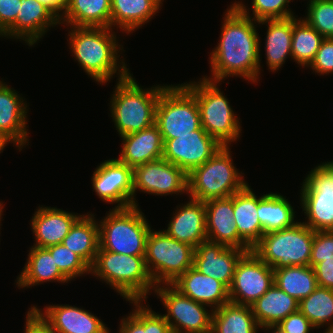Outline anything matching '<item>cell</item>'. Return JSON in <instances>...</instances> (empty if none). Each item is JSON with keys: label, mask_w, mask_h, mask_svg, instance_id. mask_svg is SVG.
<instances>
[{"label": "cell", "mask_w": 333, "mask_h": 333, "mask_svg": "<svg viewBox=\"0 0 333 333\" xmlns=\"http://www.w3.org/2000/svg\"><path fill=\"white\" fill-rule=\"evenodd\" d=\"M309 67L320 76L333 74V38L323 39Z\"/></svg>", "instance_id": "obj_44"}, {"label": "cell", "mask_w": 333, "mask_h": 333, "mask_svg": "<svg viewBox=\"0 0 333 333\" xmlns=\"http://www.w3.org/2000/svg\"><path fill=\"white\" fill-rule=\"evenodd\" d=\"M324 260H333V231H314L309 266Z\"/></svg>", "instance_id": "obj_43"}, {"label": "cell", "mask_w": 333, "mask_h": 333, "mask_svg": "<svg viewBox=\"0 0 333 333\" xmlns=\"http://www.w3.org/2000/svg\"><path fill=\"white\" fill-rule=\"evenodd\" d=\"M253 315L260 326H276L288 315L299 310V301L273 284L252 305Z\"/></svg>", "instance_id": "obj_30"}, {"label": "cell", "mask_w": 333, "mask_h": 333, "mask_svg": "<svg viewBox=\"0 0 333 333\" xmlns=\"http://www.w3.org/2000/svg\"><path fill=\"white\" fill-rule=\"evenodd\" d=\"M56 25H60V18L48 6L37 0H21L16 22L2 38L23 40L31 47Z\"/></svg>", "instance_id": "obj_16"}, {"label": "cell", "mask_w": 333, "mask_h": 333, "mask_svg": "<svg viewBox=\"0 0 333 333\" xmlns=\"http://www.w3.org/2000/svg\"><path fill=\"white\" fill-rule=\"evenodd\" d=\"M24 329V333H55L50 323L34 306L27 312Z\"/></svg>", "instance_id": "obj_47"}, {"label": "cell", "mask_w": 333, "mask_h": 333, "mask_svg": "<svg viewBox=\"0 0 333 333\" xmlns=\"http://www.w3.org/2000/svg\"><path fill=\"white\" fill-rule=\"evenodd\" d=\"M273 270L274 284L299 302L318 287L311 266H288Z\"/></svg>", "instance_id": "obj_35"}, {"label": "cell", "mask_w": 333, "mask_h": 333, "mask_svg": "<svg viewBox=\"0 0 333 333\" xmlns=\"http://www.w3.org/2000/svg\"><path fill=\"white\" fill-rule=\"evenodd\" d=\"M37 1L48 6L60 18L67 0H37Z\"/></svg>", "instance_id": "obj_49"}, {"label": "cell", "mask_w": 333, "mask_h": 333, "mask_svg": "<svg viewBox=\"0 0 333 333\" xmlns=\"http://www.w3.org/2000/svg\"><path fill=\"white\" fill-rule=\"evenodd\" d=\"M266 25L265 56L268 70L279 71L290 56L293 32V16L283 19H266L258 22Z\"/></svg>", "instance_id": "obj_27"}, {"label": "cell", "mask_w": 333, "mask_h": 333, "mask_svg": "<svg viewBox=\"0 0 333 333\" xmlns=\"http://www.w3.org/2000/svg\"><path fill=\"white\" fill-rule=\"evenodd\" d=\"M175 213L163 231L173 239L196 248L207 241L206 211L204 201L189 198L176 207Z\"/></svg>", "instance_id": "obj_22"}, {"label": "cell", "mask_w": 333, "mask_h": 333, "mask_svg": "<svg viewBox=\"0 0 333 333\" xmlns=\"http://www.w3.org/2000/svg\"><path fill=\"white\" fill-rule=\"evenodd\" d=\"M139 86L133 74L118 80L110 97V113L119 136L144 130L155 124L156 106L167 86Z\"/></svg>", "instance_id": "obj_3"}, {"label": "cell", "mask_w": 333, "mask_h": 333, "mask_svg": "<svg viewBox=\"0 0 333 333\" xmlns=\"http://www.w3.org/2000/svg\"><path fill=\"white\" fill-rule=\"evenodd\" d=\"M251 306L227 303L212 312L211 333H257Z\"/></svg>", "instance_id": "obj_33"}, {"label": "cell", "mask_w": 333, "mask_h": 333, "mask_svg": "<svg viewBox=\"0 0 333 333\" xmlns=\"http://www.w3.org/2000/svg\"><path fill=\"white\" fill-rule=\"evenodd\" d=\"M155 125L163 141L189 134L201 127L197 100L183 84L167 85L161 91L156 106Z\"/></svg>", "instance_id": "obj_10"}, {"label": "cell", "mask_w": 333, "mask_h": 333, "mask_svg": "<svg viewBox=\"0 0 333 333\" xmlns=\"http://www.w3.org/2000/svg\"><path fill=\"white\" fill-rule=\"evenodd\" d=\"M30 220L31 231L35 238L33 246L48 248L61 244L70 228L82 216L57 207L38 206Z\"/></svg>", "instance_id": "obj_20"}, {"label": "cell", "mask_w": 333, "mask_h": 333, "mask_svg": "<svg viewBox=\"0 0 333 333\" xmlns=\"http://www.w3.org/2000/svg\"><path fill=\"white\" fill-rule=\"evenodd\" d=\"M50 323L55 333H110V328L91 312L69 304L33 305Z\"/></svg>", "instance_id": "obj_21"}, {"label": "cell", "mask_w": 333, "mask_h": 333, "mask_svg": "<svg viewBox=\"0 0 333 333\" xmlns=\"http://www.w3.org/2000/svg\"><path fill=\"white\" fill-rule=\"evenodd\" d=\"M291 0H252L251 8H247L242 1H236L232 5L242 14L251 17L259 22L266 19H283L289 18L295 13L289 8ZM250 9L252 14L250 15ZM253 16V17H252Z\"/></svg>", "instance_id": "obj_40"}, {"label": "cell", "mask_w": 333, "mask_h": 333, "mask_svg": "<svg viewBox=\"0 0 333 333\" xmlns=\"http://www.w3.org/2000/svg\"><path fill=\"white\" fill-rule=\"evenodd\" d=\"M157 196L188 193L187 174L163 158L133 168V206H138L136 191Z\"/></svg>", "instance_id": "obj_13"}, {"label": "cell", "mask_w": 333, "mask_h": 333, "mask_svg": "<svg viewBox=\"0 0 333 333\" xmlns=\"http://www.w3.org/2000/svg\"><path fill=\"white\" fill-rule=\"evenodd\" d=\"M166 313L162 314L173 333H211L212 312L181 294L171 284H160L154 288Z\"/></svg>", "instance_id": "obj_11"}, {"label": "cell", "mask_w": 333, "mask_h": 333, "mask_svg": "<svg viewBox=\"0 0 333 333\" xmlns=\"http://www.w3.org/2000/svg\"><path fill=\"white\" fill-rule=\"evenodd\" d=\"M314 231L299 221L294 226L263 234L252 251L273 269L309 266Z\"/></svg>", "instance_id": "obj_8"}, {"label": "cell", "mask_w": 333, "mask_h": 333, "mask_svg": "<svg viewBox=\"0 0 333 333\" xmlns=\"http://www.w3.org/2000/svg\"><path fill=\"white\" fill-rule=\"evenodd\" d=\"M230 146H222L203 165L187 175L189 198L207 201L232 196L248 183L236 168Z\"/></svg>", "instance_id": "obj_7"}, {"label": "cell", "mask_w": 333, "mask_h": 333, "mask_svg": "<svg viewBox=\"0 0 333 333\" xmlns=\"http://www.w3.org/2000/svg\"><path fill=\"white\" fill-rule=\"evenodd\" d=\"M92 189L103 202L117 204L113 208L133 206V168L117 158L97 165L91 178Z\"/></svg>", "instance_id": "obj_15"}, {"label": "cell", "mask_w": 333, "mask_h": 333, "mask_svg": "<svg viewBox=\"0 0 333 333\" xmlns=\"http://www.w3.org/2000/svg\"><path fill=\"white\" fill-rule=\"evenodd\" d=\"M318 286L333 289V260H324L314 267Z\"/></svg>", "instance_id": "obj_48"}, {"label": "cell", "mask_w": 333, "mask_h": 333, "mask_svg": "<svg viewBox=\"0 0 333 333\" xmlns=\"http://www.w3.org/2000/svg\"><path fill=\"white\" fill-rule=\"evenodd\" d=\"M274 284V270L252 250L238 261L231 286L229 300L238 305L251 306Z\"/></svg>", "instance_id": "obj_12"}, {"label": "cell", "mask_w": 333, "mask_h": 333, "mask_svg": "<svg viewBox=\"0 0 333 333\" xmlns=\"http://www.w3.org/2000/svg\"><path fill=\"white\" fill-rule=\"evenodd\" d=\"M303 180L300 197L333 198V160L318 164Z\"/></svg>", "instance_id": "obj_39"}, {"label": "cell", "mask_w": 333, "mask_h": 333, "mask_svg": "<svg viewBox=\"0 0 333 333\" xmlns=\"http://www.w3.org/2000/svg\"><path fill=\"white\" fill-rule=\"evenodd\" d=\"M171 285L213 311L230 302L228 288L222 282L200 273L194 267L187 269Z\"/></svg>", "instance_id": "obj_23"}, {"label": "cell", "mask_w": 333, "mask_h": 333, "mask_svg": "<svg viewBox=\"0 0 333 333\" xmlns=\"http://www.w3.org/2000/svg\"><path fill=\"white\" fill-rule=\"evenodd\" d=\"M54 257L60 272L71 282L72 280L90 274V267L72 250L62 243L46 248Z\"/></svg>", "instance_id": "obj_41"}, {"label": "cell", "mask_w": 333, "mask_h": 333, "mask_svg": "<svg viewBox=\"0 0 333 333\" xmlns=\"http://www.w3.org/2000/svg\"><path fill=\"white\" fill-rule=\"evenodd\" d=\"M324 37L302 17L293 16L292 60L301 67H308L313 62Z\"/></svg>", "instance_id": "obj_36"}, {"label": "cell", "mask_w": 333, "mask_h": 333, "mask_svg": "<svg viewBox=\"0 0 333 333\" xmlns=\"http://www.w3.org/2000/svg\"><path fill=\"white\" fill-rule=\"evenodd\" d=\"M122 148L117 158L129 167L161 159L163 156V140L158 127L154 124L144 130L123 135Z\"/></svg>", "instance_id": "obj_24"}, {"label": "cell", "mask_w": 333, "mask_h": 333, "mask_svg": "<svg viewBox=\"0 0 333 333\" xmlns=\"http://www.w3.org/2000/svg\"><path fill=\"white\" fill-rule=\"evenodd\" d=\"M9 143L10 142H8L2 135H0V153L3 152V150Z\"/></svg>", "instance_id": "obj_51"}, {"label": "cell", "mask_w": 333, "mask_h": 333, "mask_svg": "<svg viewBox=\"0 0 333 333\" xmlns=\"http://www.w3.org/2000/svg\"><path fill=\"white\" fill-rule=\"evenodd\" d=\"M133 304V310L124 316L117 333H173L164 316L152 310L150 305H143V300L128 301Z\"/></svg>", "instance_id": "obj_34"}, {"label": "cell", "mask_w": 333, "mask_h": 333, "mask_svg": "<svg viewBox=\"0 0 333 333\" xmlns=\"http://www.w3.org/2000/svg\"><path fill=\"white\" fill-rule=\"evenodd\" d=\"M261 330H268V332L270 333H283L282 331H280V329L276 326H266V327H263V328H260Z\"/></svg>", "instance_id": "obj_50"}, {"label": "cell", "mask_w": 333, "mask_h": 333, "mask_svg": "<svg viewBox=\"0 0 333 333\" xmlns=\"http://www.w3.org/2000/svg\"><path fill=\"white\" fill-rule=\"evenodd\" d=\"M304 20L324 38H333V0H312Z\"/></svg>", "instance_id": "obj_42"}, {"label": "cell", "mask_w": 333, "mask_h": 333, "mask_svg": "<svg viewBox=\"0 0 333 333\" xmlns=\"http://www.w3.org/2000/svg\"><path fill=\"white\" fill-rule=\"evenodd\" d=\"M182 84L197 100L201 126L205 131L222 146H230L231 142L238 141L242 133L240 118L219 89L220 82L201 77L199 81Z\"/></svg>", "instance_id": "obj_5"}, {"label": "cell", "mask_w": 333, "mask_h": 333, "mask_svg": "<svg viewBox=\"0 0 333 333\" xmlns=\"http://www.w3.org/2000/svg\"><path fill=\"white\" fill-rule=\"evenodd\" d=\"M276 327L283 333H310L316 329L300 310L288 315Z\"/></svg>", "instance_id": "obj_45"}, {"label": "cell", "mask_w": 333, "mask_h": 333, "mask_svg": "<svg viewBox=\"0 0 333 333\" xmlns=\"http://www.w3.org/2000/svg\"><path fill=\"white\" fill-rule=\"evenodd\" d=\"M195 248L168 236L163 230H150L145 264L155 286L171 284L193 267Z\"/></svg>", "instance_id": "obj_9"}, {"label": "cell", "mask_w": 333, "mask_h": 333, "mask_svg": "<svg viewBox=\"0 0 333 333\" xmlns=\"http://www.w3.org/2000/svg\"><path fill=\"white\" fill-rule=\"evenodd\" d=\"M99 224V250L145 256L151 226L139 205L113 208Z\"/></svg>", "instance_id": "obj_6"}, {"label": "cell", "mask_w": 333, "mask_h": 333, "mask_svg": "<svg viewBox=\"0 0 333 333\" xmlns=\"http://www.w3.org/2000/svg\"><path fill=\"white\" fill-rule=\"evenodd\" d=\"M144 257L98 250L90 274L104 281L126 301H147V295L153 293L156 286Z\"/></svg>", "instance_id": "obj_4"}, {"label": "cell", "mask_w": 333, "mask_h": 333, "mask_svg": "<svg viewBox=\"0 0 333 333\" xmlns=\"http://www.w3.org/2000/svg\"><path fill=\"white\" fill-rule=\"evenodd\" d=\"M163 142L162 158L181 168L187 175L203 165L222 147L202 126L189 134Z\"/></svg>", "instance_id": "obj_14"}, {"label": "cell", "mask_w": 333, "mask_h": 333, "mask_svg": "<svg viewBox=\"0 0 333 333\" xmlns=\"http://www.w3.org/2000/svg\"><path fill=\"white\" fill-rule=\"evenodd\" d=\"M300 206L305 225L313 231H333V198L300 197Z\"/></svg>", "instance_id": "obj_38"}, {"label": "cell", "mask_w": 333, "mask_h": 333, "mask_svg": "<svg viewBox=\"0 0 333 333\" xmlns=\"http://www.w3.org/2000/svg\"><path fill=\"white\" fill-rule=\"evenodd\" d=\"M69 28L67 41L71 56H74V60L78 61V65L92 80L103 85L115 78V74L117 81L130 74L123 57L119 59L125 50L118 42L113 28L69 26L67 29Z\"/></svg>", "instance_id": "obj_2"}, {"label": "cell", "mask_w": 333, "mask_h": 333, "mask_svg": "<svg viewBox=\"0 0 333 333\" xmlns=\"http://www.w3.org/2000/svg\"><path fill=\"white\" fill-rule=\"evenodd\" d=\"M246 252L243 249L205 241L195 248L193 267L206 276L214 277L229 288L236 265Z\"/></svg>", "instance_id": "obj_18"}, {"label": "cell", "mask_w": 333, "mask_h": 333, "mask_svg": "<svg viewBox=\"0 0 333 333\" xmlns=\"http://www.w3.org/2000/svg\"><path fill=\"white\" fill-rule=\"evenodd\" d=\"M286 196L279 193H266L258 196V218L263 232L282 230L294 226L296 211Z\"/></svg>", "instance_id": "obj_32"}, {"label": "cell", "mask_w": 333, "mask_h": 333, "mask_svg": "<svg viewBox=\"0 0 333 333\" xmlns=\"http://www.w3.org/2000/svg\"><path fill=\"white\" fill-rule=\"evenodd\" d=\"M5 205H3V202L0 204V226L2 225L1 224V221H2V215H3V210H4V207ZM0 230H1V227H0ZM1 234V233H0Z\"/></svg>", "instance_id": "obj_52"}, {"label": "cell", "mask_w": 333, "mask_h": 333, "mask_svg": "<svg viewBox=\"0 0 333 333\" xmlns=\"http://www.w3.org/2000/svg\"><path fill=\"white\" fill-rule=\"evenodd\" d=\"M60 24L111 28V0H67Z\"/></svg>", "instance_id": "obj_28"}, {"label": "cell", "mask_w": 333, "mask_h": 333, "mask_svg": "<svg viewBox=\"0 0 333 333\" xmlns=\"http://www.w3.org/2000/svg\"><path fill=\"white\" fill-rule=\"evenodd\" d=\"M91 212L83 214L70 228L62 244L77 254L89 267L99 250V224Z\"/></svg>", "instance_id": "obj_31"}, {"label": "cell", "mask_w": 333, "mask_h": 333, "mask_svg": "<svg viewBox=\"0 0 333 333\" xmlns=\"http://www.w3.org/2000/svg\"><path fill=\"white\" fill-rule=\"evenodd\" d=\"M26 264L15 280L17 288H30L49 282H70L55 264L54 257L46 248L32 246Z\"/></svg>", "instance_id": "obj_26"}, {"label": "cell", "mask_w": 333, "mask_h": 333, "mask_svg": "<svg viewBox=\"0 0 333 333\" xmlns=\"http://www.w3.org/2000/svg\"><path fill=\"white\" fill-rule=\"evenodd\" d=\"M299 310L316 329L326 325L324 333L333 331V289L318 286L299 302Z\"/></svg>", "instance_id": "obj_37"}, {"label": "cell", "mask_w": 333, "mask_h": 333, "mask_svg": "<svg viewBox=\"0 0 333 333\" xmlns=\"http://www.w3.org/2000/svg\"><path fill=\"white\" fill-rule=\"evenodd\" d=\"M21 0H0V37L16 22Z\"/></svg>", "instance_id": "obj_46"}, {"label": "cell", "mask_w": 333, "mask_h": 333, "mask_svg": "<svg viewBox=\"0 0 333 333\" xmlns=\"http://www.w3.org/2000/svg\"><path fill=\"white\" fill-rule=\"evenodd\" d=\"M18 93L0 80V135L21 151L29 144V110L27 101Z\"/></svg>", "instance_id": "obj_17"}, {"label": "cell", "mask_w": 333, "mask_h": 333, "mask_svg": "<svg viewBox=\"0 0 333 333\" xmlns=\"http://www.w3.org/2000/svg\"><path fill=\"white\" fill-rule=\"evenodd\" d=\"M226 10L219 43L209 56L212 75L202 77L218 82L241 77L256 84L261 74L258 22L240 13L232 4Z\"/></svg>", "instance_id": "obj_1"}, {"label": "cell", "mask_w": 333, "mask_h": 333, "mask_svg": "<svg viewBox=\"0 0 333 333\" xmlns=\"http://www.w3.org/2000/svg\"><path fill=\"white\" fill-rule=\"evenodd\" d=\"M258 196L247 184L243 189L233 194L234 222L239 236L252 248L263 236L258 213Z\"/></svg>", "instance_id": "obj_29"}, {"label": "cell", "mask_w": 333, "mask_h": 333, "mask_svg": "<svg viewBox=\"0 0 333 333\" xmlns=\"http://www.w3.org/2000/svg\"><path fill=\"white\" fill-rule=\"evenodd\" d=\"M164 0H111V28L129 33L142 28L155 17ZM151 19V20H150Z\"/></svg>", "instance_id": "obj_25"}, {"label": "cell", "mask_w": 333, "mask_h": 333, "mask_svg": "<svg viewBox=\"0 0 333 333\" xmlns=\"http://www.w3.org/2000/svg\"><path fill=\"white\" fill-rule=\"evenodd\" d=\"M206 211L207 241L251 251L252 248L239 236L234 222L233 195L204 202Z\"/></svg>", "instance_id": "obj_19"}]
</instances>
